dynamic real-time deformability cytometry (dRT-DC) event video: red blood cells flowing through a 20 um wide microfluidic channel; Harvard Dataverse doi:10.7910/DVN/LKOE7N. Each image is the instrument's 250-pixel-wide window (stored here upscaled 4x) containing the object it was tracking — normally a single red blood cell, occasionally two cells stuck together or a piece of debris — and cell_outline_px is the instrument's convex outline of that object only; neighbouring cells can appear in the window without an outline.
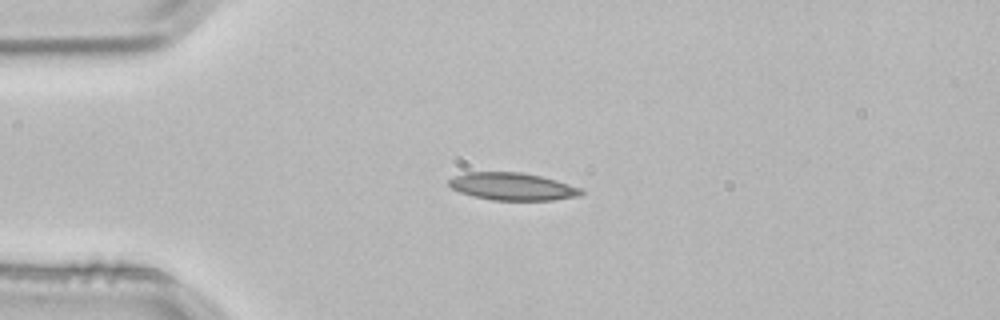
{"species": "common noctule bat (a hibernating species)", "species_latin": "Nyctalus noctula", "temperature_condition": "room temperature", "stored_images_in_passage": 2, "camera_frame_rate_fps": 3000, "um_per_image_px": 0.085, "animal": {"sex": "male", "body_mass_g": 21.5, "forearm_length_mm": 52.0}, "frame": {"image": 1, "passage_image": 2, "time_ms": 0.333, "image_size_px": [1000, 320], "cell_outline_px": [[584, 192], [580, 196], [552, 200], [492, 200], [472, 196], [460, 192], [452, 188], [448, 184], [448, 180], [452, 176], [464, 172], [520, 172], [540, 176], [556, 180], [584, 188]], "centroid_in_image_um": [43.56, 15.85], "position_along_channel_um": 41.4, "area_um2": 21.39}}